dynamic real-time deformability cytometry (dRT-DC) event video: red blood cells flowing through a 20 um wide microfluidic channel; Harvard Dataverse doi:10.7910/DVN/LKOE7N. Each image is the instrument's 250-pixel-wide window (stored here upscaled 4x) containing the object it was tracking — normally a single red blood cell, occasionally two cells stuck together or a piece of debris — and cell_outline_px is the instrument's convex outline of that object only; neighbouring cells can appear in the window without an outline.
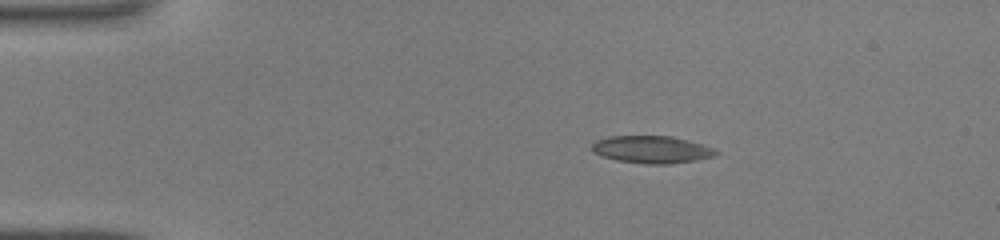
{"species": "common noctule bat (a hibernating species)", "species_latin": "Nyctalus noctula", "temperature_condition": "warm", "stored_images_in_passage": 37, "camera_frame_rate_fps": 3000, "um_per_image_px": 0.085, "animal": {"sex": "male", "body_mass_g": 19.0, "forearm_length_mm": 50.8}, "frame": {"image": 1, "passage_image": 1, "time_ms": 0.0, "image_size_px": [1000, 240], "cell_outline_px": [[720, 152], [716, 156], [696, 160], [668, 164], [644, 164], [616, 160], [592, 152], [592, 144], [596, 140], [608, 136], [672, 136], [716, 148]], "centroid_in_image_um": [55.42, 12.71], "position_along_channel_um": 29.6, "area_um2": 19.88}}
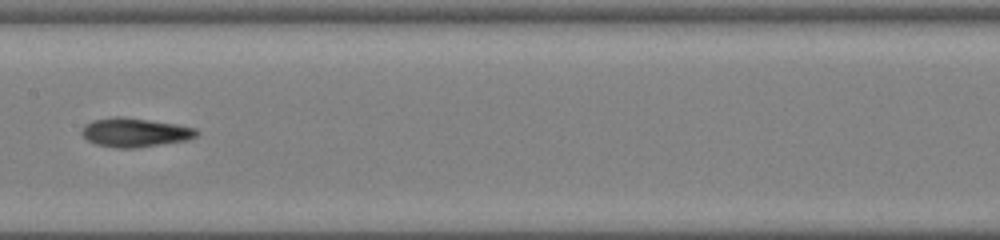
{"frame": {"image": 2, "passage_image": 16, "time_ms": 5.0, "image_size_px": [1000, 240], "cell_outline_px": [[200, 132], [196, 136], [188, 140], [140, 148], [120, 148], [96, 144], [88, 140], [80, 132], [84, 124], [92, 120], [116, 116], [124, 116], [176, 124], [196, 128]], "centroid_in_image_um": [11.48, 11.25], "position_along_channel_um": 195.9, "area_um2": 19.59}}
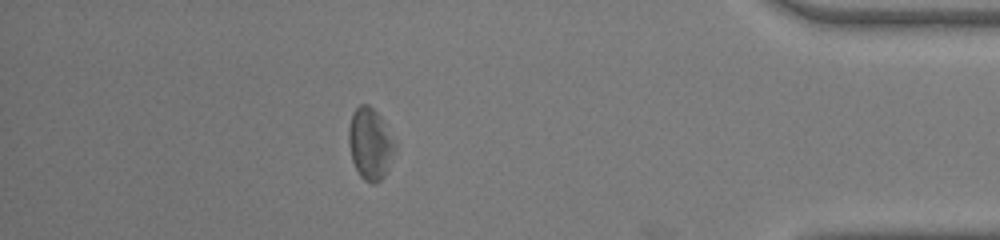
{"frame": {"image": 3, "passage_image": 32, "time_ms": 10.333, "image_size_px": [1000, 240], "cell_outline_px": [[400, 144], [384, 176], [376, 184], [372, 184], [364, 180], [360, 176], [352, 160], [348, 144], [348, 128], [352, 112], [360, 104], [368, 104], [380, 116]], "centroid_in_image_um": [31.51, 12.22], "position_along_channel_um": 403.7, "area_um2": 19.94}}